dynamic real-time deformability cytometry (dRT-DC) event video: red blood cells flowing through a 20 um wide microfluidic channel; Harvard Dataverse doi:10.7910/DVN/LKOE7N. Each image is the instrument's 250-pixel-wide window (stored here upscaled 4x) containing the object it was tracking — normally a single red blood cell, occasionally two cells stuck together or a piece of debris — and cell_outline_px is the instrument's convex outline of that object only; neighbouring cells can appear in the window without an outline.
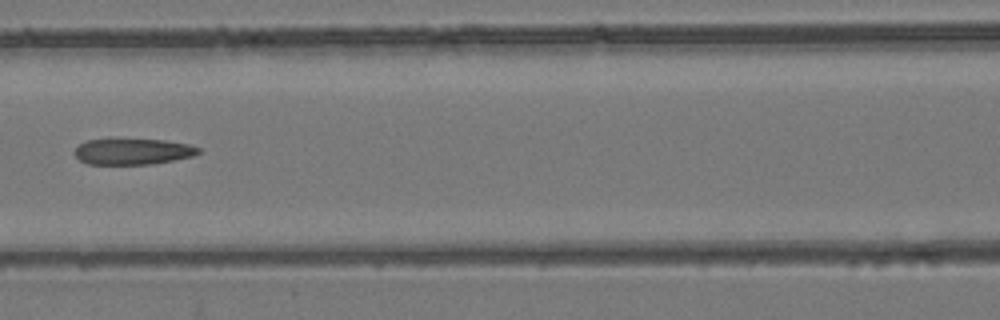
{"species": "common noctule bat (a hibernating species)", "species_latin": "Nyctalus noctula", "temperature_condition": "room temperature", "stored_images_in_passage": 8, "camera_frame_rate_fps": 3000, "um_per_image_px": 0.085, "animal": {"sex": "female", "body_mass_g": 24.6, "forearm_length_mm": 56.2}, "frame": {"image": 1, "passage_image": 7, "time_ms": 2.0, "image_size_px": [1000, 320], "cell_outline_px": [[200, 152], [192, 156], [152, 164], [88, 164], [80, 160], [76, 156], [76, 148], [80, 144], [88, 140], [164, 140], [188, 144], [200, 148]], "centroid_in_image_um": [11.31, 12.89], "position_along_channel_um": 155.3, "area_um2": 18.32}}
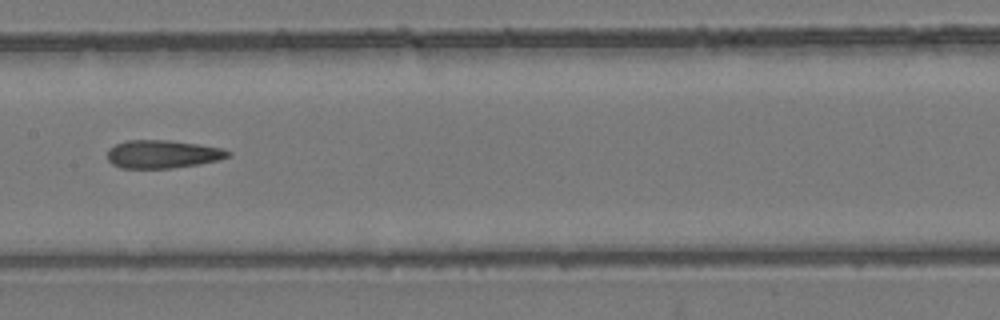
{"frame": {"image": 2, "passage_image": 8, "time_ms": 2.333, "image_size_px": [1000, 320], "cell_outline_px": [[232, 156], [220, 160], [172, 168], [120, 168], [112, 164], [108, 160], [108, 148], [124, 140], [168, 140], [224, 148], [232, 152]], "centroid_in_image_um": [13.83, 13.1], "position_along_channel_um": 193.6, "area_um2": 19.88}}